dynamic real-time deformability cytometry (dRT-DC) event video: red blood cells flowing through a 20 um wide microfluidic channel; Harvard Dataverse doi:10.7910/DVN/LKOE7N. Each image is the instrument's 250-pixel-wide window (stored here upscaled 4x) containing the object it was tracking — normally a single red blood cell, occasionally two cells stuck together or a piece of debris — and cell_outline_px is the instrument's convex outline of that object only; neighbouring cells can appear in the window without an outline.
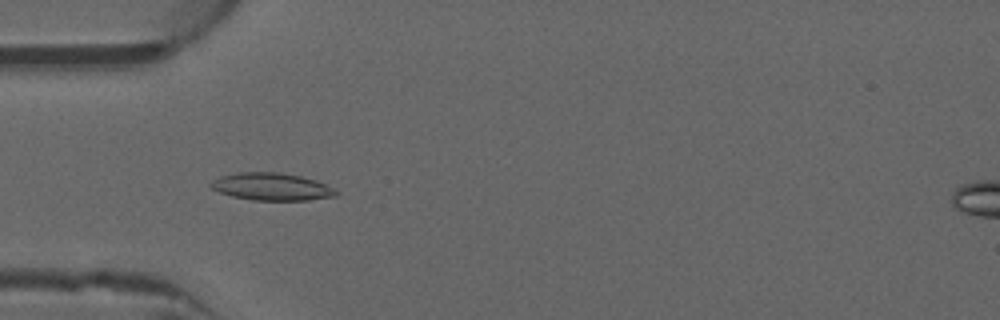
{"species": "common noctule bat (a hibernating species)", "species_latin": "Nyctalus noctula", "temperature_condition": "warm", "stored_images_in_passage": 48, "camera_frame_rate_fps": 3000, "um_per_image_px": 0.085, "animal": {"sex": "male", "forearm_length_mm": 52.5}, "frame": {"image": 1, "passage_image": 13, "time_ms": 4.0, "image_size_px": [1000, 320], "cell_outline_px": [[340, 192], [336, 196], [308, 200], [252, 200], [232, 196], [220, 192], [212, 188], [208, 184], [212, 180], [220, 176], [236, 172], [280, 172], [300, 176], [316, 180]], "centroid_in_image_um": [23.07, 15.86], "position_along_channel_um": 61.9, "area_um2": 20.06}}
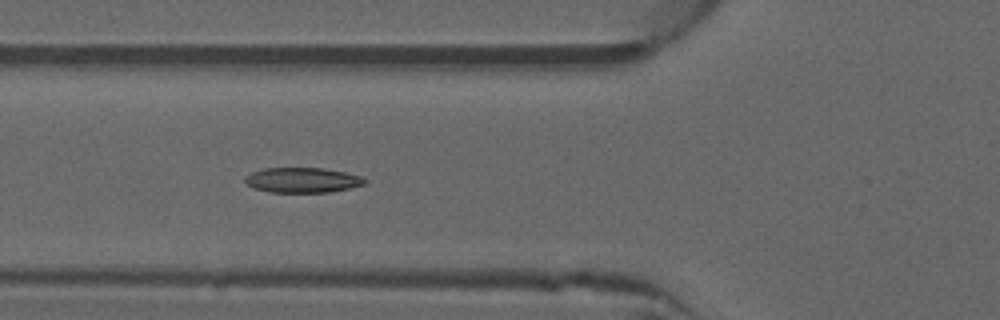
{"frame": {"image": 2, "passage_image": 16, "time_ms": 5.0, "image_size_px": [1000, 320], "cell_outline_px": [[368, 180], [364, 184], [348, 188], [328, 192], [268, 192], [244, 184], [244, 176], [252, 172], [264, 168], [324, 168], [344, 172], [360, 176]], "centroid_in_image_um": [25.66, 15.3], "position_along_channel_um": 100.1, "area_um2": 17.46}}
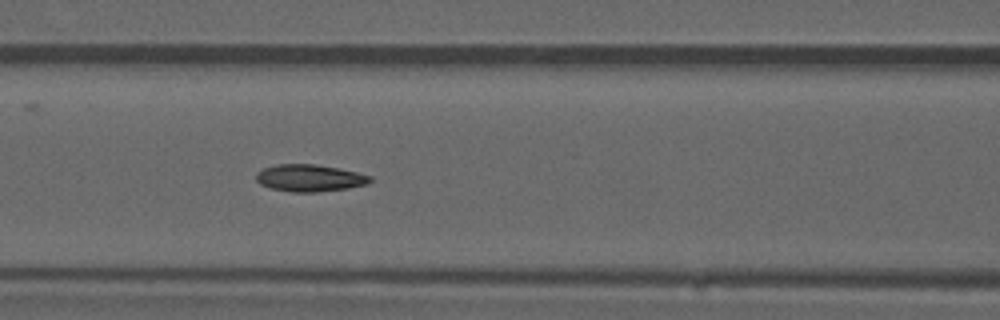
{"frame": {"image": 3, "passage_image": 19, "time_ms": 6.0, "image_size_px": [1000, 320], "cell_outline_px": [[372, 180], [368, 184], [348, 188], [316, 192], [292, 192], [272, 188], [260, 184], [256, 180], [256, 172], [264, 168], [276, 164], [316, 164], [340, 168], [372, 176]], "centroid_in_image_um": [26.33, 15.12], "position_along_channel_um": 140.3, "area_um2": 18.03}, "authors_computed_cell_mechanics": {"area_um2": 17.4556, "velocity_mm_per_s": 3.9973, "shape_relaxation_time_tau1_ms": 11.0758, "shape_relaxation_time_tau2_ms": 2.4801, "deformation_change_tau1": 0.2346, "deformation_change_tau2": 0.0867}}